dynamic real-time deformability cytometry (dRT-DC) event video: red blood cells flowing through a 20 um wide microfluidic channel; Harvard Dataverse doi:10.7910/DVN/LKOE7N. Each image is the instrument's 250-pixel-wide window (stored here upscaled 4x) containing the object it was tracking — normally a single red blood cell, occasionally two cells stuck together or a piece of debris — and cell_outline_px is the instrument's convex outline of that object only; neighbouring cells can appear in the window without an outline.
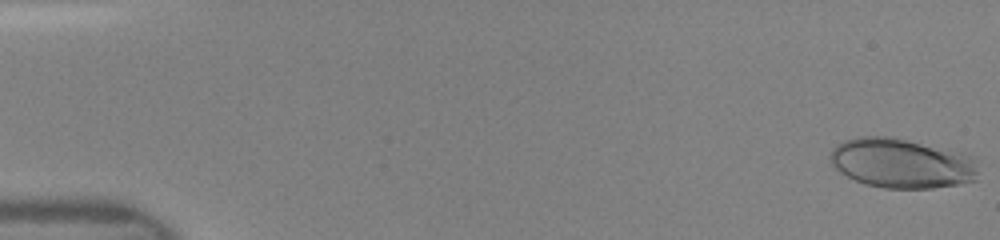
{"species": "human", "species_latin": "Homo sapiens", "temperature_condition": "room temperature", "stored_images_in_passage": 9, "camera_frame_rate_fps": 3000, "um_per_image_px": 0.085, "donor": {"sex": "female"}, "frame": {"image": 1, "passage_image": 1, "time_ms": 0.0, "image_size_px": [1000, 240], "cell_outline_px": [[976, 180], [956, 184], [932, 188], [884, 188], [864, 184], [840, 172], [832, 164], [828, 156], [832, 148], [836, 144], [844, 140], [856, 136], [892, 136], [964, 152], [976, 156]], "centroid_in_image_um": [76.63, 13.85], "position_along_channel_um": 8.4, "area_um2": 43.41}}